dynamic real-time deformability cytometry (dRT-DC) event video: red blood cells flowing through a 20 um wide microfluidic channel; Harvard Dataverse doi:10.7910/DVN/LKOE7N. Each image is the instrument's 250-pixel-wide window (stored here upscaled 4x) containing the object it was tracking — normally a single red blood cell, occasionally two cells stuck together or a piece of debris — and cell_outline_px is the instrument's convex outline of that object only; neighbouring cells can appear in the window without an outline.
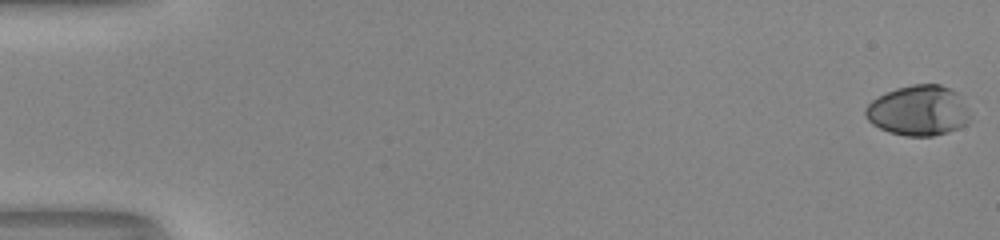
{"species": "human", "species_latin": "Homo sapiens", "temperature_condition": "room temperature", "stored_images_in_passage": 54, "camera_frame_rate_fps": 3000, "um_per_image_px": 0.085, "donor": {"sex": "male"}, "frame": {"image": 1, "passage_image": 1, "time_ms": 0.0, "image_size_px": [1000, 240], "cell_outline_px": [[972, 116], [968, 124], [948, 132], [932, 136], [904, 136], [888, 132], [872, 124], [864, 116], [864, 108], [872, 100], [896, 88], [912, 84], [940, 84], [952, 88], [960, 92]], "centroid_in_image_um": [78.12, 9.39], "position_along_channel_um": 6.9, "area_um2": 31.27}}
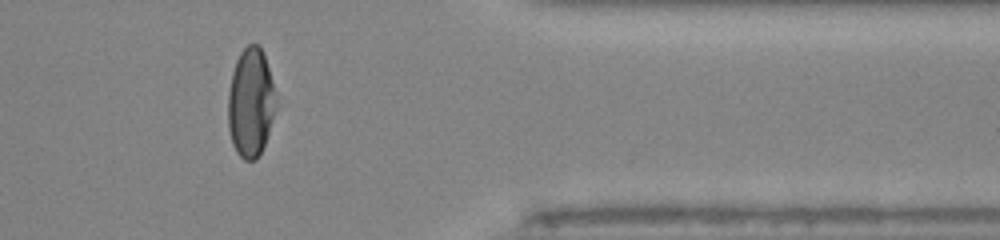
{"frame": {"image": 2, "passage_image": 45, "time_ms": 14.667, "image_size_px": [1000, 240], "cell_outline_px": [[280, 104], [264, 144], [256, 160], [244, 160], [236, 152], [232, 144], [228, 128], [228, 92], [232, 72], [236, 60], [240, 52], [248, 44], [256, 44], [260, 48], [264, 56]], "centroid_in_image_um": [21.33, 8.75], "position_along_channel_um": 390.1, "area_um2": 30.92}}
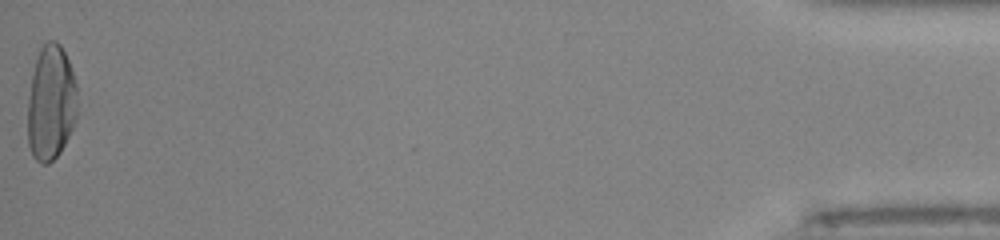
{"frame": {"image": 3, "passage_image": 54, "time_ms": 17.667, "image_size_px": [1000, 240], "cell_outline_px": [[76, 120], [60, 152], [48, 164], [40, 164], [32, 156], [28, 144], [28, 100], [32, 76], [36, 56], [40, 48], [48, 40], [56, 40], [60, 44], [68, 60], [76, 84]], "centroid_in_image_um": [4.31, 8.75], "position_along_channel_um": 430.9, "area_um2": 33.29}, "authors_computed_cell_mechanics": {"area_um2": 31.5588, "velocity_mm_per_s": 4.0495, "shape_relaxation_time_tau1_ms": 5.1619, "shape_relaxation_time_tau2_ms": 1.1279, "deformation_change_tau1": 0.2285, "deformation_change_tau2": 0.0477}}